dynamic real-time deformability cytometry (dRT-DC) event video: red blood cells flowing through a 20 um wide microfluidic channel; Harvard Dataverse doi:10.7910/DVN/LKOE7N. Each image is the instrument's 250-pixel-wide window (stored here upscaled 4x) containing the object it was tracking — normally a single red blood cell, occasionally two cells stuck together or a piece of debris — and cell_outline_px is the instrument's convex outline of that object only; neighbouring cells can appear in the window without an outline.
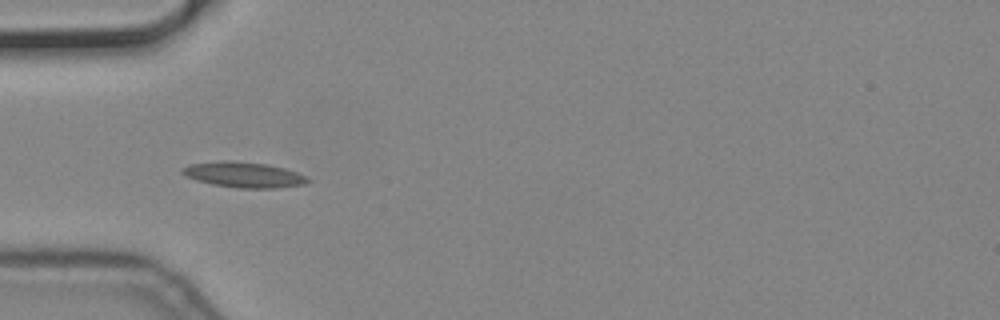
{"species": "common noctule bat (a hibernating species)", "species_latin": "Nyctalus noctula", "temperature_condition": "cold", "stored_images_in_passage": 6, "camera_frame_rate_fps": 3000, "um_per_image_px": 0.085, "animal": {"sex": "male", "body_mass_g": 19.2, "forearm_length_mm": 51.8}, "frame": {"image": 1, "passage_image": 1, "time_ms": 0.0, "image_size_px": [1000, 320], "cell_outline_px": [[312, 180], [304, 184], [276, 188], [236, 188], [212, 184], [196, 180], [184, 176], [180, 172], [180, 168], [188, 164], [220, 160], [228, 160], [268, 164], [284, 168], [308, 176]], "centroid_in_image_um": [20.68, 14.84], "position_along_channel_um": 64.3, "area_um2": 18.96}}
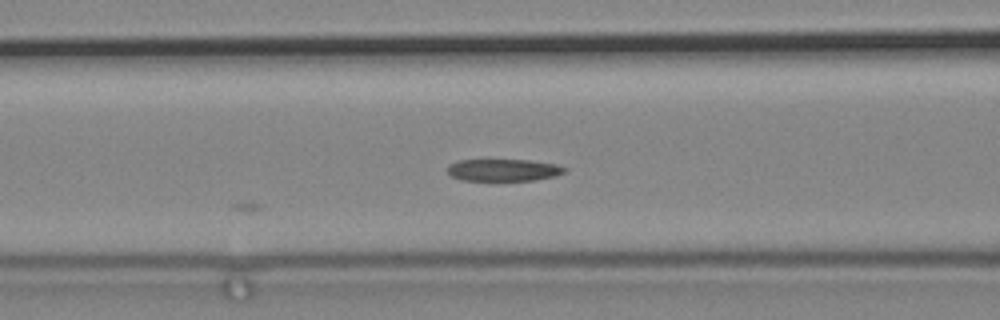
{"frame": {"image": 2, "passage_image": 6, "time_ms": 1.667, "image_size_px": [1000, 320], "cell_outline_px": [[568, 172], [556, 176], [536, 180], [460, 180], [452, 176], [448, 172], [448, 164], [460, 160], [528, 160], [556, 164], [568, 168]], "centroid_in_image_um": [42.85, 14.45], "position_along_channel_um": 123.7, "area_um2": 15.14}}